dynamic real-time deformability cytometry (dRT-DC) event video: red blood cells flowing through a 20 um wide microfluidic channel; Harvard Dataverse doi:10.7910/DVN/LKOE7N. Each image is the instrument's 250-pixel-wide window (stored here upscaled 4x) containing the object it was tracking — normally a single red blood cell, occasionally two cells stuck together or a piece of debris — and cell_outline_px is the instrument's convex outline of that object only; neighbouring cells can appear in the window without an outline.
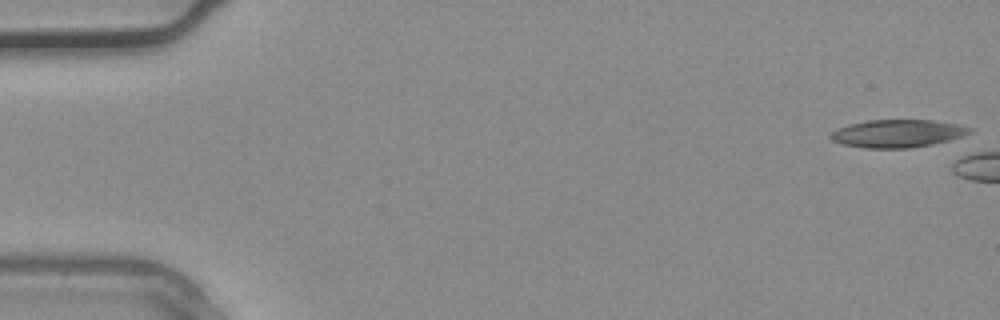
{"species": "common noctule bat (a hibernating species)", "species_latin": "Nyctalus noctula", "temperature_condition": "warm", "stored_images_in_passage": 4, "camera_frame_rate_fps": 3000, "um_per_image_px": 0.085, "animal": {"sex": "male", "body_mass_g": 20.4}, "frame": {"image": 1, "passage_image": 1, "time_ms": 0.0, "image_size_px": [1000, 320], "cell_outline_px": [[972, 132], [964, 136], [932, 144], [912, 148], [864, 148], [840, 144], [832, 140], [828, 136], [836, 128], [848, 124], [868, 120], [932, 120], [960, 124], [972, 128]], "centroid_in_image_um": [76.28, 11.34], "position_along_channel_um": 8.7, "area_um2": 22.77}}